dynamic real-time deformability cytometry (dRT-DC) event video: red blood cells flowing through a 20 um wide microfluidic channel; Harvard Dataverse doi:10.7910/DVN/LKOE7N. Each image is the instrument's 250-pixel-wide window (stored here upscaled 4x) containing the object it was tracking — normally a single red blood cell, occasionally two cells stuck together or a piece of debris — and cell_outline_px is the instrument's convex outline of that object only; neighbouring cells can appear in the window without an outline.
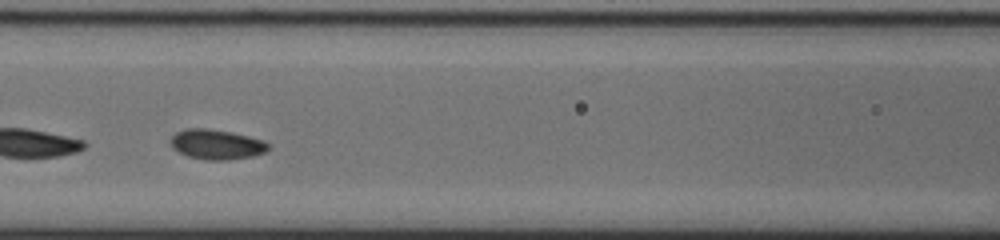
{"species": "common noctule bat (a hibernating species)", "species_latin": "Nyctalus noctula", "temperature_condition": "cold", "stored_images_in_passage": 35, "segment_of_instrument_passage": [2, 2], "camera_frame_rate_fps": 3000, "um_per_image_px": 0.085, "animal": {"sex": "male", "body_mass_g": 20.0, "forearm_length_mm": 53.3}, "frame": {"image": 1, "passage_image": 16, "time_ms": 5.0, "image_size_px": [1000, 240], "cell_outline_px": [[268, 148], [264, 152], [252, 156], [228, 160], [204, 160], [188, 156], [172, 148], [168, 144], [168, 140], [176, 132], [188, 128], [208, 128], [232, 132], [264, 140], [268, 144]], "centroid_in_image_um": [18.35, 12.27], "position_along_channel_um": 148.2, "area_um2": 17.17}}
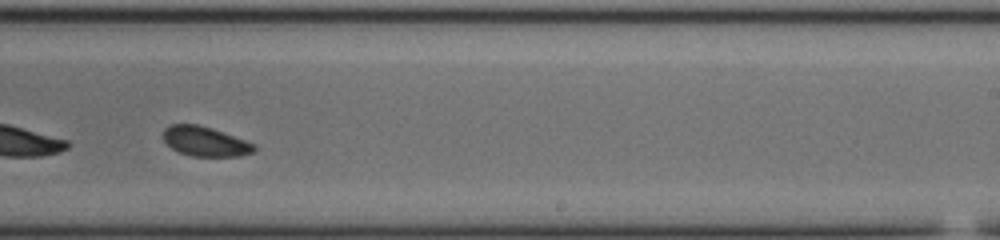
{"frame": {"image": 2, "passage_image": 26, "time_ms": 8.333, "image_size_px": [1000, 240], "cell_outline_px": [[256, 148], [252, 152], [240, 156], [192, 156], [180, 152], [172, 148], [164, 140], [164, 128], [168, 124], [196, 124], [212, 128], [256, 144]], "centroid_in_image_um": [17.44, 12.01], "position_along_channel_um": 271.6, "area_um2": 15.61}}